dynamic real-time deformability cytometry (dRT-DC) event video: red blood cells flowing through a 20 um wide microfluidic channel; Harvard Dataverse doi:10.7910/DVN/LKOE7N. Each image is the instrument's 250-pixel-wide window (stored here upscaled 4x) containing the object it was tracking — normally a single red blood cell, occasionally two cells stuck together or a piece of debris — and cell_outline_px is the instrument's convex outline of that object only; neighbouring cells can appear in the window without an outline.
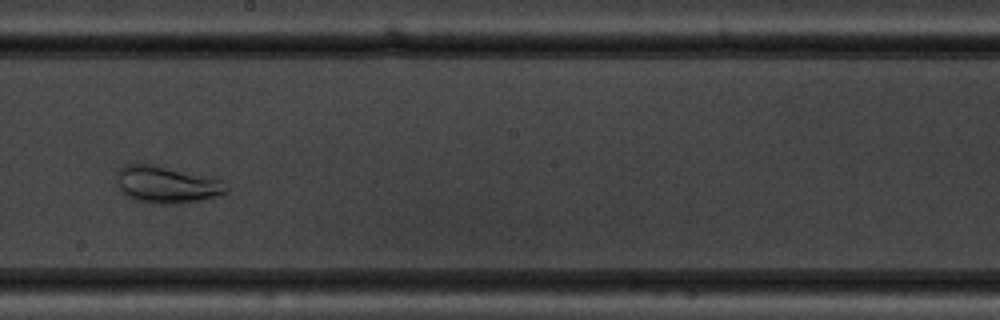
{"species": "common noctule bat (a hibernating species)", "species_latin": "Nyctalus noctula", "temperature_condition": "warm", "stored_images_in_passage": 32, "camera_frame_rate_fps": 3000, "um_per_image_px": 0.085, "animal": {"sex": "male", "body_mass_g": 19.5, "forearm_length_mm": 54.6}, "frame": {"image": 1, "passage_image": 14, "time_ms": 4.333, "image_size_px": [1000, 320], "cell_outline_px": [[228, 192], [220, 196], [204, 200], [176, 204], [168, 204], [136, 200], [128, 196], [120, 188], [120, 168], [124, 164], [136, 160], [220, 180], [228, 188]], "centroid_in_image_um": [14.19, 15.67], "position_along_channel_um": 234.0, "area_um2": 23.35}}